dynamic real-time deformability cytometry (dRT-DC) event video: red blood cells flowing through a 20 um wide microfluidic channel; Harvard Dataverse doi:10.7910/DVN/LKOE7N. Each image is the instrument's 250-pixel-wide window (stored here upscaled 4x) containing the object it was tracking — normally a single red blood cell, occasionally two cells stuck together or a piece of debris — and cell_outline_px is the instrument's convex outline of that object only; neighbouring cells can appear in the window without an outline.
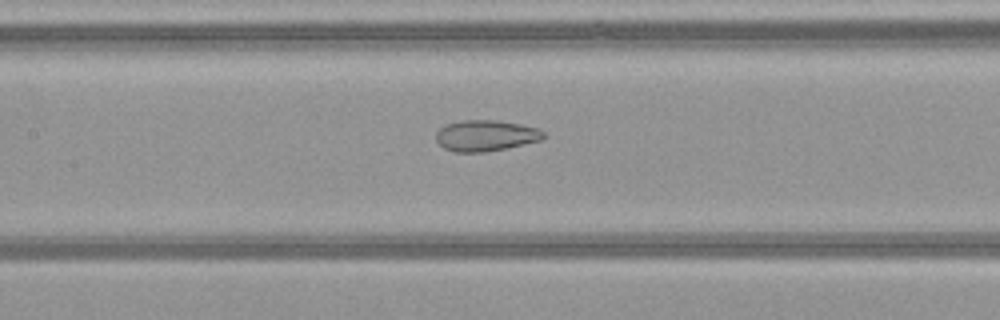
{"species": "common noctule bat (a hibernating species)", "species_latin": "Nyctalus noctula", "temperature_condition": "warm", "stored_images_in_passage": 44, "camera_frame_rate_fps": 3000, "um_per_image_px": 0.085, "animal": {"sex": "female", "body_mass_g": 21.9}, "frame": {"image": 1, "passage_image": 18, "time_ms": 5.667, "image_size_px": [1000, 320], "cell_outline_px": [[544, 136], [540, 140], [504, 148], [484, 152], [456, 152], [444, 148], [436, 140], [436, 132], [444, 124], [464, 120], [496, 120], [520, 124], [536, 128], [544, 132]], "centroid_in_image_um": [41.23, 11.52], "position_along_channel_um": 166.2, "area_um2": 19.19}}
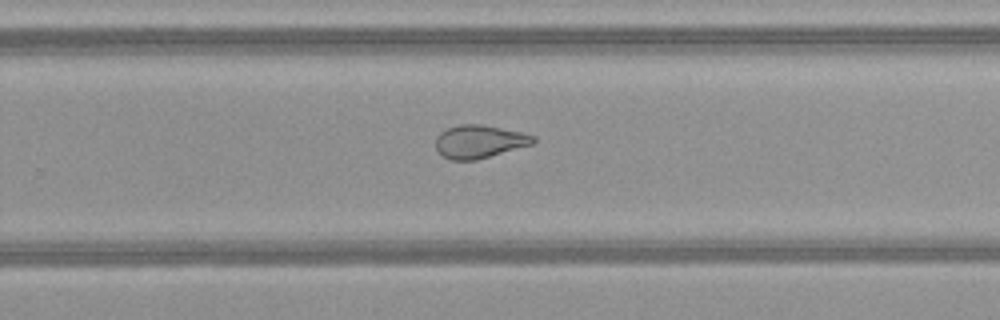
{"frame": {"image": 2, "passage_image": 27, "time_ms": 8.667, "image_size_px": [1000, 320], "cell_outline_px": [[536, 140], [532, 144], [476, 160], [452, 160], [444, 156], [436, 148], [436, 136], [440, 132], [448, 128], [460, 124], [480, 124], [520, 132], [536, 136]], "centroid_in_image_um": [40.73, 12.03], "position_along_channel_um": 289.1, "area_um2": 18.55}}
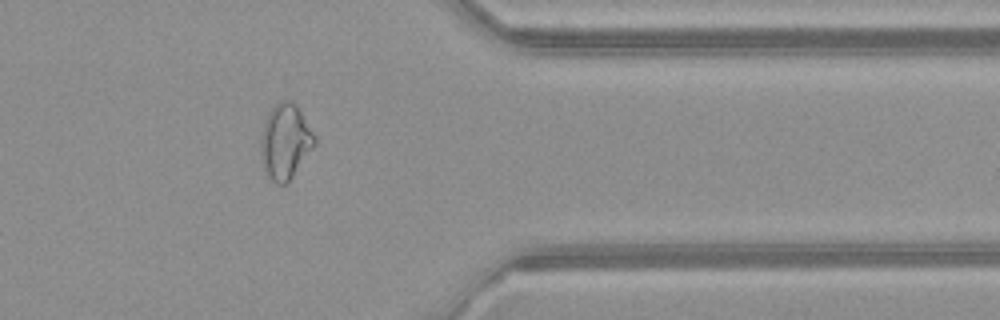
{"frame": {"image": 3, "passage_image": 35, "time_ms": 11.333, "image_size_px": [1000, 320], "cell_outline_px": [[316, 144], [288, 184], [276, 184], [272, 180], [264, 168], [260, 152], [260, 140], [264, 124], [276, 100], [292, 100], [296, 104], [316, 136]], "centroid_in_image_um": [24.27, 12.03], "position_along_channel_um": 387.1, "area_um2": 23.7}, "authors_computed_cell_mechanics": {"area_um2": 23.0911, "velocity_mm_per_s": 4.1052, "shape_relaxation_time_tau1_ms": null, "shape_relaxation_time_tau2_ms": 1.5301, "deformation_change_tau1": null, "deformation_change_tau2": 0.0884}}